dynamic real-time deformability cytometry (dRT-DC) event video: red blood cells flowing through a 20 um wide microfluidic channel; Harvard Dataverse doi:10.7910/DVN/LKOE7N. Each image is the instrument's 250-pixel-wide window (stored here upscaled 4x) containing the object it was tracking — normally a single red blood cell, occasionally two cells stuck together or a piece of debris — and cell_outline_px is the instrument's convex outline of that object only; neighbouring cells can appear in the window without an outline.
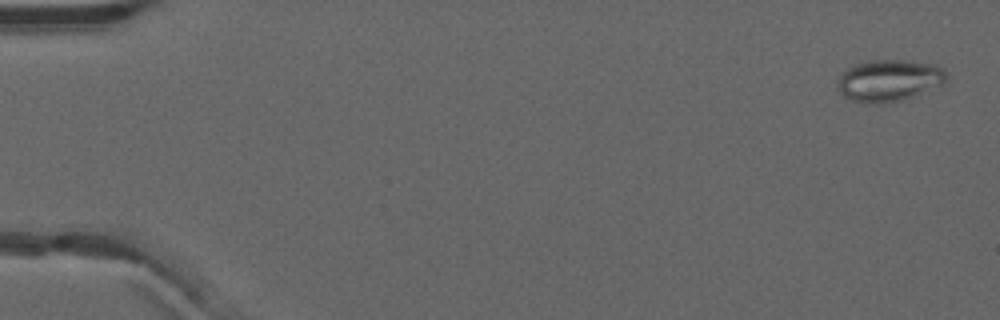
{"species": "common noctule bat (a hibernating species)", "species_latin": "Nyctalus noctula", "temperature_condition": "warm", "stored_images_in_passage": 52, "camera_frame_rate_fps": 3000, "um_per_image_px": 0.085, "animal": {"sex": "male", "forearm_length_mm": 52.5}, "frame": {"image": 1, "passage_image": 1, "time_ms": 0.0, "image_size_px": [1000, 320], "cell_outline_px": [[948, 80], [944, 84], [916, 96], [904, 100], [888, 104], [868, 104], [852, 100], [844, 96], [836, 88], [836, 84], [840, 76], [848, 68], [856, 64], [868, 60], [904, 60], [936, 64], [944, 68], [948, 76]], "centroid_in_image_um": [75.61, 6.86], "position_along_channel_um": 9.4, "area_um2": 27.17}}
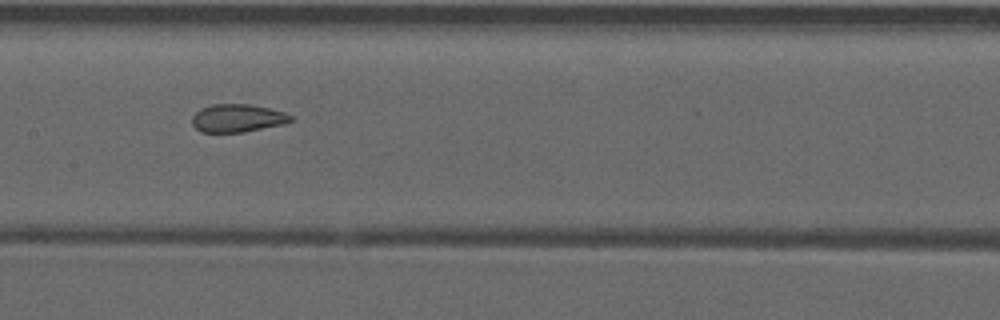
{"frame": {"image": 2, "passage_image": 26, "time_ms": 8.333, "image_size_px": [1000, 320], "cell_outline_px": [[292, 120], [284, 124], [240, 132], [200, 132], [192, 124], [192, 116], [200, 108], [212, 104], [252, 104], [284, 112], [292, 116]], "centroid_in_image_um": [20.16, 10.03], "position_along_channel_um": 187.2, "area_um2": 16.01}}
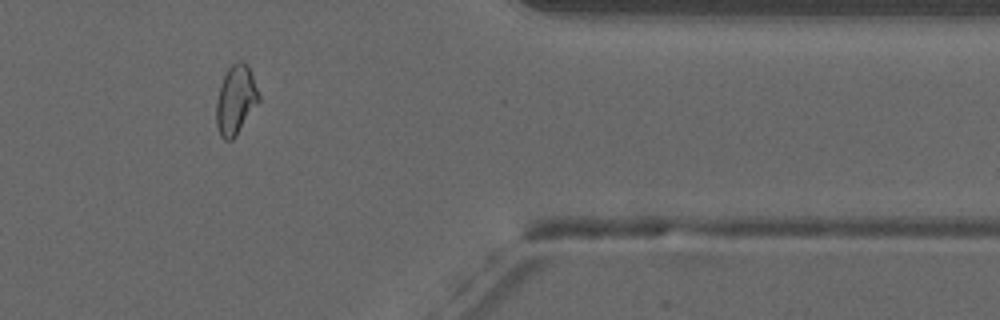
{"frame": {"image": 3, "passage_image": 43, "time_ms": 14.0, "image_size_px": [1000, 320], "cell_outline_px": [[260, 100], [236, 136], [232, 140], [224, 140], [220, 136], [216, 124], [216, 104], [220, 84], [228, 68], [236, 60], [244, 60], [248, 64], [260, 96]], "centroid_in_image_um": [20.04, 8.47], "position_along_channel_um": 391.4, "area_um2": 17.28}, "authors_computed_cell_mechanics": {"area_um2": 18.0625, "velocity_mm_per_s": 3.9491, "shape_relaxation_time_tau1_ms": null, "shape_relaxation_time_tau2_ms": 1.1678, "deformation_change_tau1": null, "deformation_change_tau2": 0.0679}}